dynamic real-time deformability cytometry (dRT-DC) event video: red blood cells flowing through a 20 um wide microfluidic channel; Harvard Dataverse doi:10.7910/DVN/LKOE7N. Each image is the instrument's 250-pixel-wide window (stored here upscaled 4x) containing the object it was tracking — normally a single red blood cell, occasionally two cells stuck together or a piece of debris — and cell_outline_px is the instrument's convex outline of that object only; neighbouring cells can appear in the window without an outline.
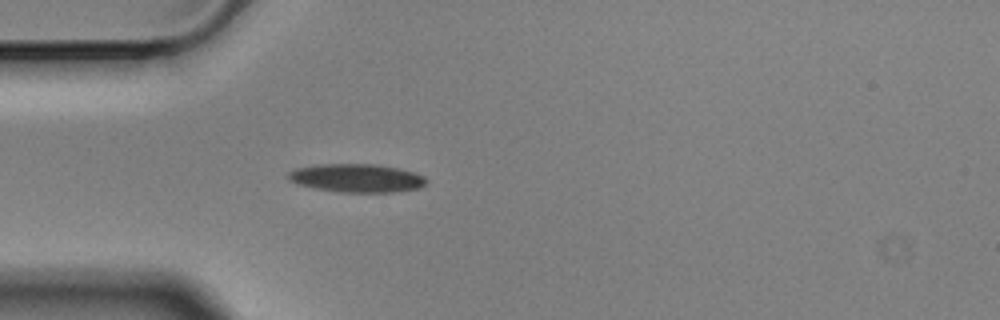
{"species": "Egyptian fruit bat (a non-hibernating species)", "species_latin": "Rousettus aegyptiacus", "temperature_condition": "cold", "stored_images_in_passage": 3, "camera_frame_rate_fps": 3000, "um_per_image_px": 0.085, "animal": {"sex": "male"}, "frame": {"image": 1, "passage_image": 3, "time_ms": 0.667, "image_size_px": [1000, 320], "cell_outline_px": [[428, 180], [420, 188], [392, 192], [340, 192], [316, 188], [296, 184], [288, 180], [288, 172], [296, 168], [316, 164], [376, 164], [416, 172], [424, 176]], "centroid_in_image_um": [30.31, 15.13], "position_along_channel_um": 54.7, "area_um2": 22.89}}